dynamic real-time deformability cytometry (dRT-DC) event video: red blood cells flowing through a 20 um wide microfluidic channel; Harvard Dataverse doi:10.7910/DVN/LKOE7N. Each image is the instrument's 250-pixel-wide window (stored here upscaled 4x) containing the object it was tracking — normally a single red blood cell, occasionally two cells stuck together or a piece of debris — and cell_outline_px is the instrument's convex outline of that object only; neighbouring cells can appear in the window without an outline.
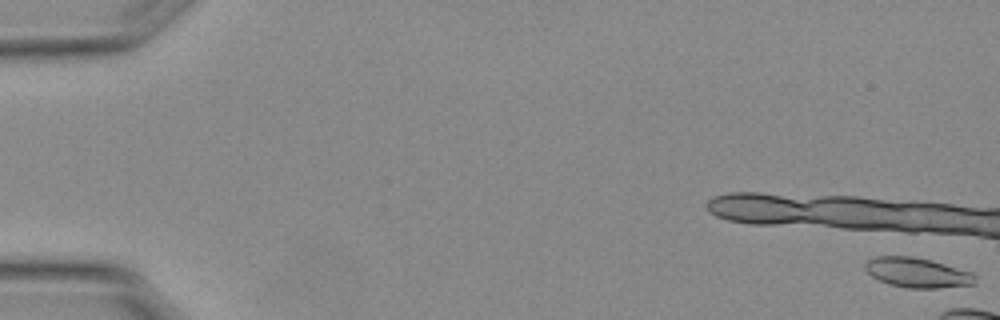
{"species": "Egyptian fruit bat (a non-hibernating species)", "species_latin": "Rousettus aegyptiacus", "temperature_condition": "warm", "stored_images_in_passage": 6, "camera_frame_rate_fps": 3000, "um_per_image_px": 0.085, "animal": {"sex": "female"}, "frame": {"image": 1, "passage_image": 1, "time_ms": 0.0, "image_size_px": [1000, 320], "cell_outline_px": [[976, 284], [940, 288], [908, 288], [888, 284], [872, 276], [864, 268], [864, 264], [868, 260], [876, 256], [912, 256], [932, 260], [972, 272], [976, 276]], "centroid_in_image_um": [77.99, 23.17], "position_along_channel_um": 7.0, "area_um2": 19.25}}